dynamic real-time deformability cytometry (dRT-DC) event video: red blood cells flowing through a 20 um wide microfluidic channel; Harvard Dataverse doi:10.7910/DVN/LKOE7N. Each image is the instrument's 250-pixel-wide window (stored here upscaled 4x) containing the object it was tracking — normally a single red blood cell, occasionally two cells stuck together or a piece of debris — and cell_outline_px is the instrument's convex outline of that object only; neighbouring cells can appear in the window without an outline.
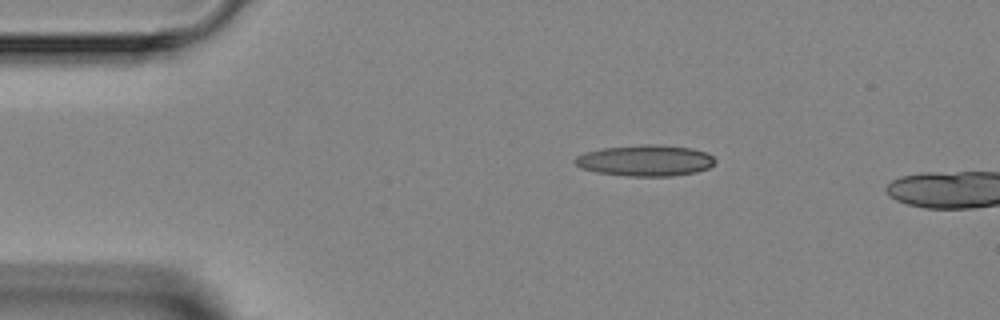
{"species": "Egyptian fruit bat (a non-hibernating species)", "species_latin": "Rousettus aegyptiacus", "temperature_condition": "room temperature", "stored_images_in_passage": 4, "camera_frame_rate_fps": 3000, "um_per_image_px": 0.085, "animal": {"sex": "female"}, "frame": {"image": 1, "passage_image": 2, "time_ms": 1.333, "image_size_px": [1000, 320], "cell_outline_px": [[716, 160], [708, 168], [696, 172], [672, 176], [628, 176], [596, 172], [580, 168], [572, 160], [576, 156], [584, 152], [604, 148], [640, 144], [656, 144], [692, 148], [704, 152], [712, 156]], "centroid_in_image_um": [54.82, 13.64], "position_along_channel_um": 30.2, "area_um2": 25.49}}